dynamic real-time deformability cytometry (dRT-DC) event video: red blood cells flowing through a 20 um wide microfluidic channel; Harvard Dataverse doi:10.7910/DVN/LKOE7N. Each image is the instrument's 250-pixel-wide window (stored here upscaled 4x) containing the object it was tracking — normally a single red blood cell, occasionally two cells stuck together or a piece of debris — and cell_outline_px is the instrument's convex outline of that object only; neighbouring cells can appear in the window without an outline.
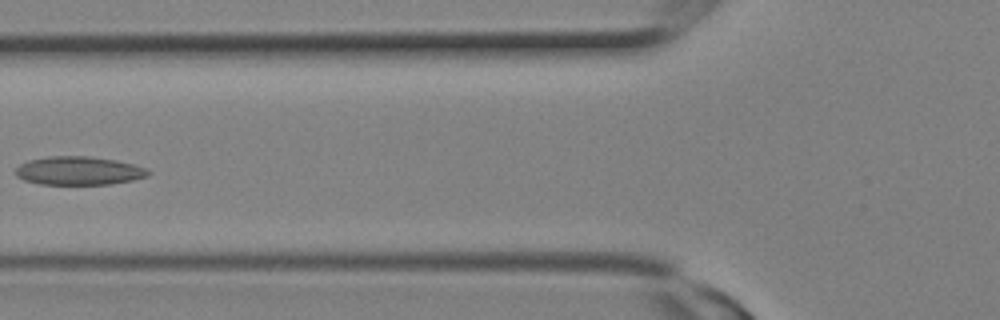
{"species": "Egyptian fruit bat (a non-hibernating species)", "species_latin": "Rousettus aegyptiacus", "temperature_condition": "room temperature", "stored_images_in_passage": 14, "camera_frame_rate_fps": 3000, "um_per_image_px": 0.085, "animal": {"sex": "female"}, "frame": {"image": 1, "passage_image": 10, "time_ms": 3.0, "image_size_px": [1000, 320], "cell_outline_px": [[152, 172], [148, 176], [132, 180], [108, 184], [40, 184], [24, 180], [16, 176], [16, 168], [20, 164], [28, 160], [48, 156], [88, 156], [116, 160], [148, 168]], "centroid_in_image_um": [6.7, 14.51], "position_along_channel_um": 119.1, "area_um2": 22.02}}
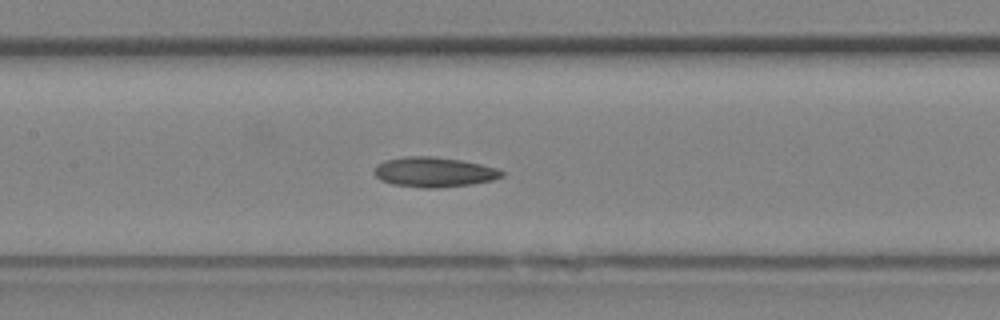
{"frame": {"image": 2, "passage_image": 12, "time_ms": 3.667, "image_size_px": [1000, 320], "cell_outline_px": [[504, 176], [492, 180], [472, 184], [436, 188], [424, 188], [392, 184], [380, 180], [372, 172], [376, 164], [384, 160], [404, 156], [432, 156], [460, 160], [480, 164], [496, 168], [504, 172]], "centroid_in_image_um": [36.84, 14.62], "position_along_channel_um": 170.6, "area_um2": 22.37}}